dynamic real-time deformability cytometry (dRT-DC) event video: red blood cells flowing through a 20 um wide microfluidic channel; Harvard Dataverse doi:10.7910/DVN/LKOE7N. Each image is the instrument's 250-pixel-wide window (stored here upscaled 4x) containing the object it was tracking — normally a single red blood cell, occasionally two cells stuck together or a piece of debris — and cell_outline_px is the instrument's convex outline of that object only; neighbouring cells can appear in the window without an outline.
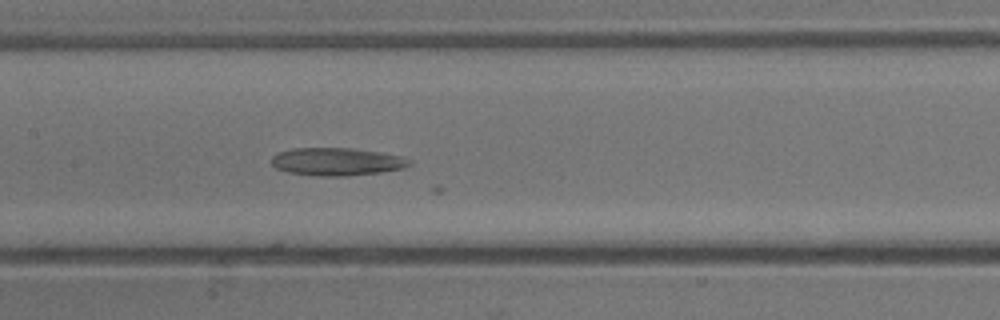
{"species": "common noctule bat (a hibernating species)", "species_latin": "Nyctalus noctula", "temperature_condition": "warm", "stored_images_in_passage": 14, "camera_frame_rate_fps": 3000, "um_per_image_px": 0.085, "animal": {"sex": "male", "body_mass_g": 13.3}, "frame": {"image": 1, "passage_image": 14, "time_ms": 4.333, "image_size_px": [1000, 320], "cell_outline_px": [[412, 164], [404, 168], [380, 172], [348, 176], [320, 176], [288, 172], [276, 168], [272, 164], [272, 156], [276, 152], [292, 148], [352, 148], [380, 152], [400, 156], [412, 160]], "centroid_in_image_um": [28.63, 13.73], "position_along_channel_um": 178.8, "area_um2": 22.43}}